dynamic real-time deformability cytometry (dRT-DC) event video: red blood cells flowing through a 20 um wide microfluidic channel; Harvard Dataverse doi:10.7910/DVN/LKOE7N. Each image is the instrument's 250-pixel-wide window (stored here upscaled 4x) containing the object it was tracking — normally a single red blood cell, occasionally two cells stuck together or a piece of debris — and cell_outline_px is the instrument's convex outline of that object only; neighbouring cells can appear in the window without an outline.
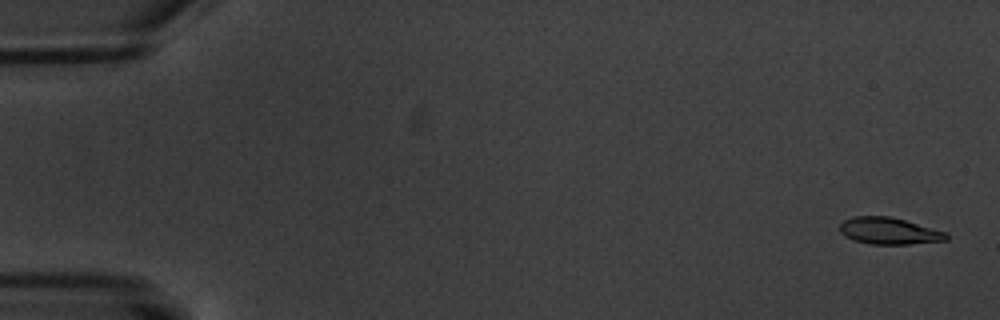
{"species": "common noctule bat (a hibernating species)", "species_latin": "Nyctalus noctula", "temperature_condition": "warm", "stored_images_in_passage": 7, "camera_frame_rate_fps": 3000, "um_per_image_px": 0.085, "animal": {"sex": "male", "body_mass_g": 20.1, "forearm_length_mm": 53.5}, "frame": {"image": 1, "passage_image": 1, "time_ms": 0.0, "image_size_px": [1000, 320], "cell_outline_px": [[948, 240], [908, 244], [868, 244], [844, 236], [840, 232], [840, 224], [844, 220], [852, 216], [888, 216], [904, 220], [948, 232]], "centroid_in_image_um": [75.57, 19.63], "position_along_channel_um": 9.4, "area_um2": 16.59}}
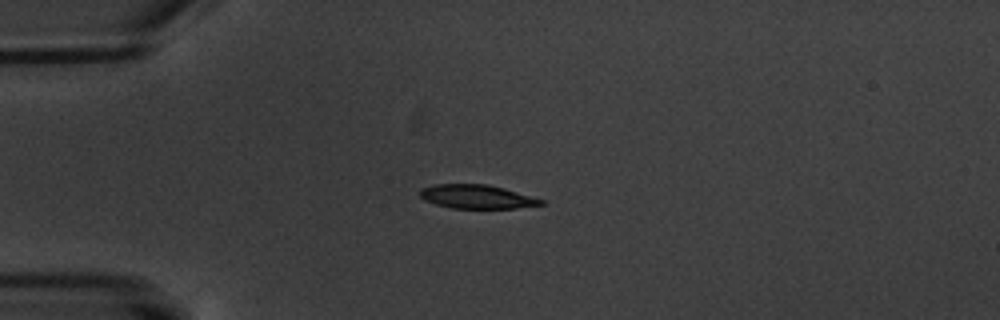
{"frame": {"image": 2, "passage_image": 5, "time_ms": 4.667, "image_size_px": [1000, 320], "cell_outline_px": [[544, 204], [516, 208], [452, 208], [436, 204], [424, 200], [420, 196], [420, 188], [432, 184], [488, 184], [504, 188], [544, 200]], "centroid_in_image_um": [40.49, 16.71], "position_along_channel_um": 44.5, "area_um2": 16.76}}